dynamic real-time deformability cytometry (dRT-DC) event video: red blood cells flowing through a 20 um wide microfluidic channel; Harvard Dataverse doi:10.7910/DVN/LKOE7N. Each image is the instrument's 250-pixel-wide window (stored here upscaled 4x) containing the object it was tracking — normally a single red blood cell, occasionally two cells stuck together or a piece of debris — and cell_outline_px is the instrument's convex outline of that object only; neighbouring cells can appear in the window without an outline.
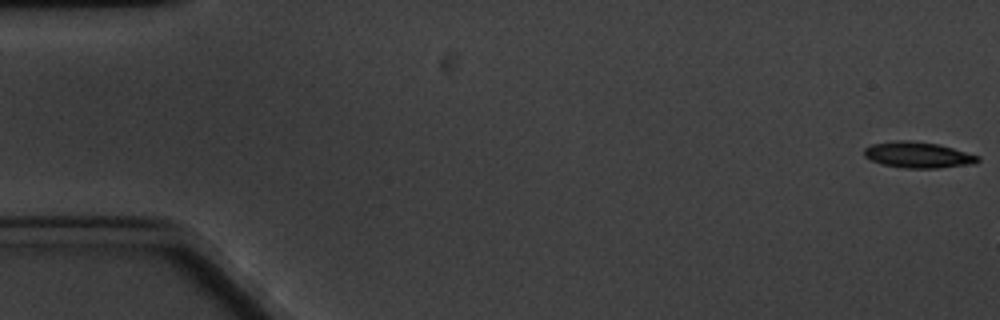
{"species": "common noctule bat (a hibernating species)", "species_latin": "Nyctalus noctula", "temperature_condition": "cold", "stored_images_in_passage": 3, "camera_frame_rate_fps": 3000, "um_per_image_px": 0.085, "animal": {"sex": "male", "body_mass_g": 20.1, "forearm_length_mm": 53.5}, "frame": {"image": 1, "passage_image": 1, "time_ms": 0.0, "image_size_px": [1000, 320], "cell_outline_px": [[980, 160], [976, 164], [940, 168], [904, 168], [884, 164], [868, 160], [864, 156], [864, 148], [872, 144], [896, 140], [912, 140], [940, 144], [980, 156]], "centroid_in_image_um": [78.05, 13.16], "position_along_channel_um": 6.9, "area_um2": 17.51}}